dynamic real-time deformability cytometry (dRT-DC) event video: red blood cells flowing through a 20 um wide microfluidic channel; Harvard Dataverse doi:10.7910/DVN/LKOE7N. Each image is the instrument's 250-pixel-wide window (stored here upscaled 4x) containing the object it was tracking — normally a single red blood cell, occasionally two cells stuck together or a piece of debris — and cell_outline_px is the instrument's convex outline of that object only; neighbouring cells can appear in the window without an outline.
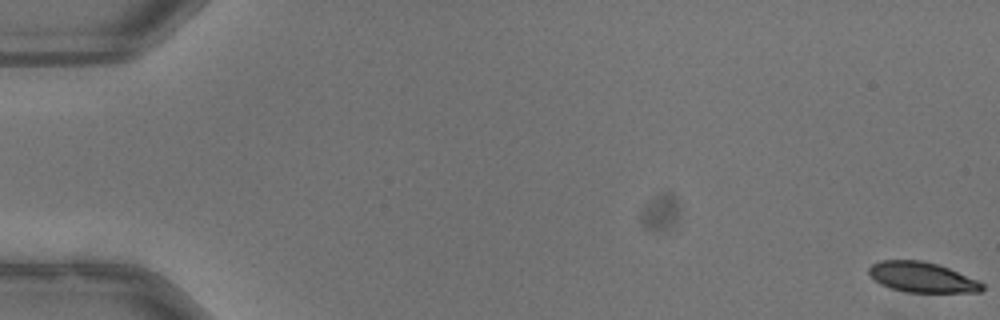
{"species": "common noctule bat (a hibernating species)", "species_latin": "Nyctalus noctula", "temperature_condition": "warm", "stored_images_in_passage": 22, "camera_frame_rate_fps": 3000, "um_per_image_px": 0.085, "animal": {"sex": "male", "body_mass_g": 13.3}, "frame": {"image": 1, "passage_image": 1, "time_ms": 0.0, "image_size_px": [1000, 320], "cell_outline_px": [[984, 288], [980, 292], [904, 292], [880, 284], [868, 272], [868, 268], [872, 264], [880, 260], [920, 260], [936, 264], [948, 268], [980, 280], [984, 284]], "centroid_in_image_um": [78.4, 23.56], "position_along_channel_um": 6.6, "area_um2": 19.94}}